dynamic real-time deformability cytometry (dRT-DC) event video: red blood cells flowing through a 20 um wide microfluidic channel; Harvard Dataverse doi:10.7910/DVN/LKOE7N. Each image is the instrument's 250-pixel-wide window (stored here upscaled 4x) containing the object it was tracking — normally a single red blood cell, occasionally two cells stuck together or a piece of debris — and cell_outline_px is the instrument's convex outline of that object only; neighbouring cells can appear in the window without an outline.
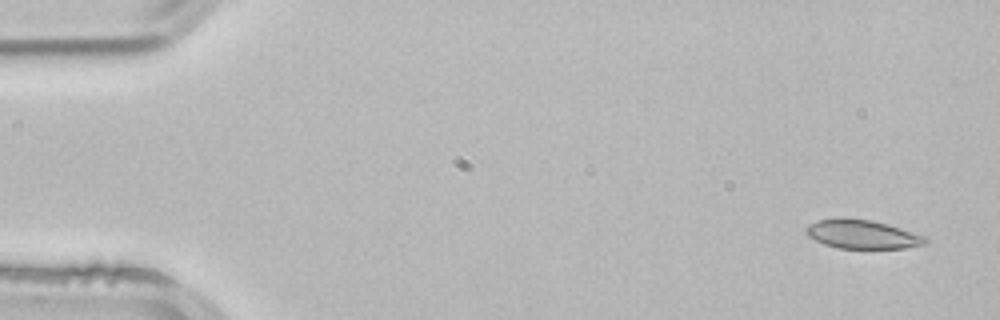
{"species": "common noctule bat (a hibernating species)", "species_latin": "Nyctalus noctula", "temperature_condition": "room temperature", "stored_images_in_passage": 4, "camera_frame_rate_fps": 3000, "um_per_image_px": 0.085, "animal": {"sex": "male", "body_mass_g": 21.5, "forearm_length_mm": 52.0}, "frame": {"image": 1, "passage_image": 1, "time_ms": 0.0, "image_size_px": [1000, 320], "cell_outline_px": [[928, 240], [924, 244], [904, 248], [836, 248], [824, 244], [808, 236], [804, 232], [804, 228], [808, 224], [816, 220], [840, 216], [872, 220], [888, 224], [928, 236]], "centroid_in_image_um": [73.25, 19.88], "position_along_channel_um": 11.7, "area_um2": 20.52}}